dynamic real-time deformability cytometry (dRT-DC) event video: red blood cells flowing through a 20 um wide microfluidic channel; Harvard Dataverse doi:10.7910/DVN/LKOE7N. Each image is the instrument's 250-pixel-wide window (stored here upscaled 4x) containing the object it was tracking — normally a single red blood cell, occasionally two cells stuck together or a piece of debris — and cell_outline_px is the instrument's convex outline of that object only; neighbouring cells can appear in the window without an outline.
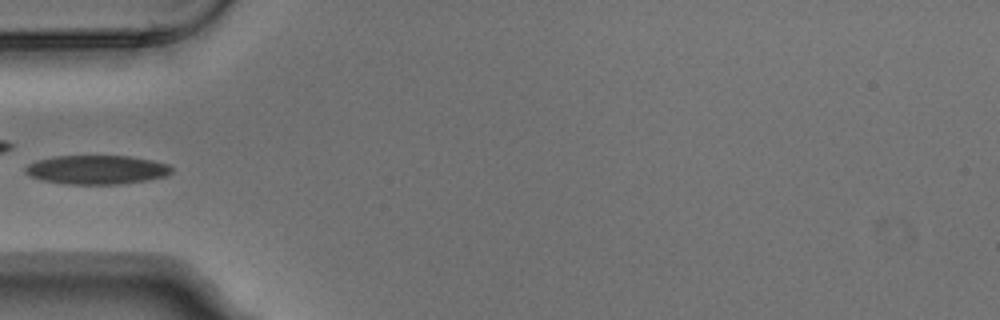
{"species": "Egyptian fruit bat (a non-hibernating species)", "species_latin": "Rousettus aegyptiacus", "temperature_condition": "warm", "stored_images_in_passage": 5, "camera_frame_rate_fps": 3000, "um_per_image_px": 0.085, "animal": {"sex": "male"}, "frame": {"image": 1, "passage_image": 5, "time_ms": 1.333, "image_size_px": [1000, 320], "cell_outline_px": [[172, 172], [168, 176], [120, 184], [68, 184], [40, 180], [28, 176], [24, 172], [24, 168], [28, 164], [36, 160], [52, 156], [128, 156], [152, 160], [168, 164], [172, 168]], "centroid_in_image_um": [8.18, 14.42], "position_along_channel_um": 76.8, "area_um2": 24.85}}